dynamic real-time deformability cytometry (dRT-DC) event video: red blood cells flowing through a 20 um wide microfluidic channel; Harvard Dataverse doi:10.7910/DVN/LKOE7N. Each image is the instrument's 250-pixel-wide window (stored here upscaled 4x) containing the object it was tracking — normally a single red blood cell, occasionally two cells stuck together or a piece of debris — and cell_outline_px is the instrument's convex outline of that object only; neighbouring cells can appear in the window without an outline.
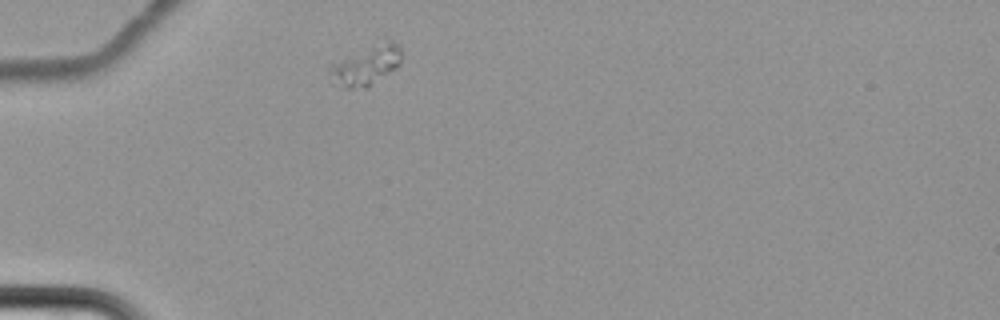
{"species": "common noctule bat (a hibernating species)", "species_latin": "Nyctalus noctula", "temperature_condition": "cold", "stored_images_in_passage": 1, "camera_frame_rate_fps": 3000, "um_per_image_px": 0.085, "animal": {"sex": "female", "body_mass_g": 22.7, "forearm_length_mm": 54.2}, "frame": {"image": 1, "passage_image": 1, "time_ms": 0.0, "image_size_px": [1000, 320], "cell_outline_px": [[400, 64], [396, 68], [368, 88], [344, 88], [328, 72], [328, 68], [332, 64], [388, 40], [396, 44], [400, 48]], "centroid_in_image_um": [31.17, 5.61], "position_along_channel_um": 53.8, "area_um2": 15.49}}